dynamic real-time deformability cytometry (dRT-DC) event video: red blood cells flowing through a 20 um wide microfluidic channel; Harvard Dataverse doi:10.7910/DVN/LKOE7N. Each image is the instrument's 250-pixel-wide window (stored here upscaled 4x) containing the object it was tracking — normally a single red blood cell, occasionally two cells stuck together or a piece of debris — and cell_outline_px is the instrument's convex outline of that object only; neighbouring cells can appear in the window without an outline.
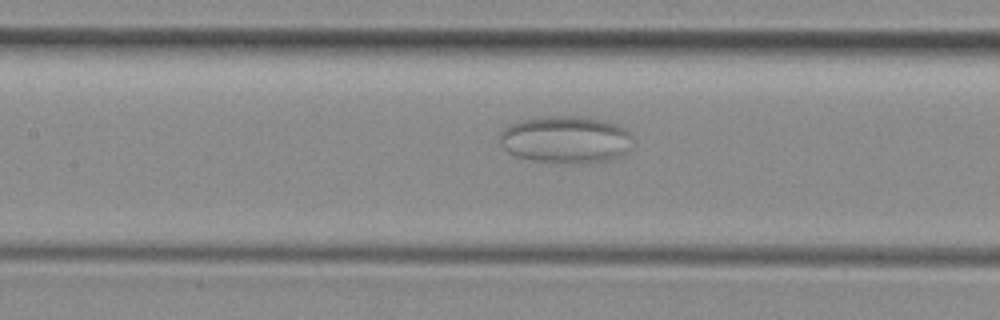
{"species": "common noctule bat (a hibernating species)", "species_latin": "Nyctalus noctula", "temperature_condition": "room temperature", "stored_images_in_passage": 54, "camera_frame_rate_fps": 3000, "um_per_image_px": 0.085, "animal": {"sex": "female", "body_mass_g": 29.2, "forearm_length_mm": 56.3}, "frame": {"image": 1, "passage_image": 24, "time_ms": 7.667, "image_size_px": [1000, 320], "cell_outline_px": [[632, 136], [628, 152], [620, 156], [608, 160], [580, 164], [564, 164], [532, 160], [516, 156], [508, 152], [500, 144], [500, 132], [508, 124], [520, 120], [536, 116], [580, 116], [604, 120], [616, 124], [624, 128]], "centroid_in_image_um": [48.06, 11.86], "position_along_channel_um": 159.3, "area_um2": 37.22}}
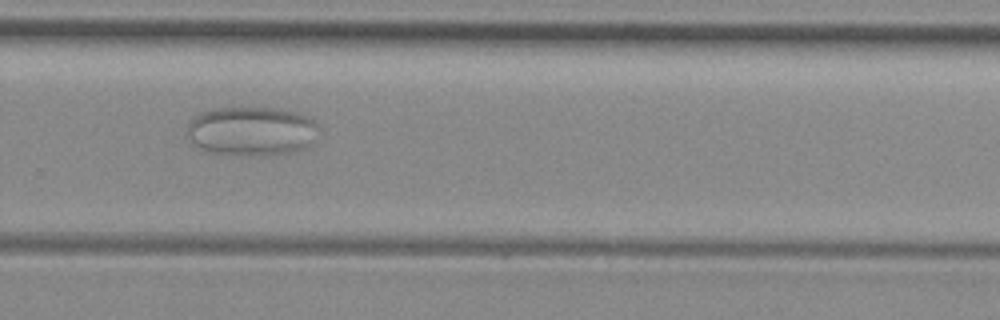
{"frame": {"image": 2, "passage_image": 36, "time_ms": 11.667, "image_size_px": [1000, 320], "cell_outline_px": [[320, 128], [316, 144], [308, 148], [292, 152], [272, 156], [236, 156], [208, 152], [192, 144], [184, 128], [200, 112], [216, 108], [280, 108], [296, 112], [308, 116], [316, 120], [320, 124]], "centroid_in_image_um": [21.47, 11.18], "position_along_channel_um": 308.3, "area_um2": 39.19}}